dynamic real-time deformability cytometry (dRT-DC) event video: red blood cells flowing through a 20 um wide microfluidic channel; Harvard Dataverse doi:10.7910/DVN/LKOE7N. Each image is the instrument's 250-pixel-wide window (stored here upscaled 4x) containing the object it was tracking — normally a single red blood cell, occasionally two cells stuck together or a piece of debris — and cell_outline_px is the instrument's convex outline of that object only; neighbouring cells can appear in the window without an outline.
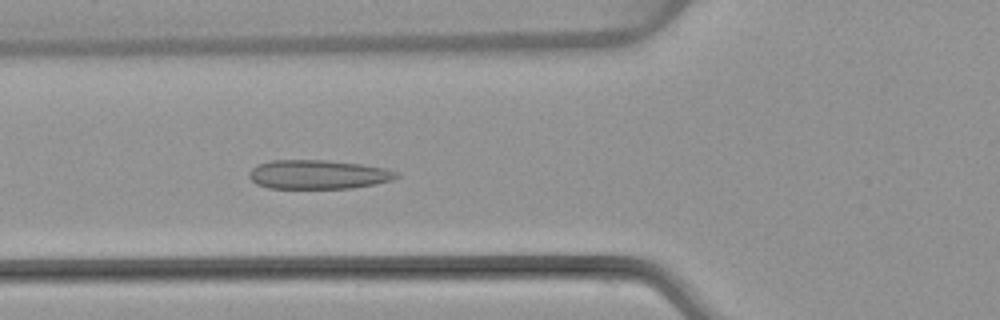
{"species": "common noctule bat (a hibernating species)", "species_latin": "Nyctalus noctula", "temperature_condition": "warm", "stored_images_in_passage": 6, "camera_frame_rate_fps": 3000, "um_per_image_px": 0.085, "animal": {"sex": "female", "body_mass_g": 22.7, "forearm_length_mm": 54.2}, "frame": {"image": 1, "passage_image": 6, "time_ms": 7.0, "image_size_px": [1000, 320], "cell_outline_px": [[400, 176], [392, 180], [376, 184], [352, 188], [268, 188], [256, 184], [248, 176], [248, 172], [256, 164], [272, 160], [328, 160], [360, 164], [388, 168], [400, 172]], "centroid_in_image_um": [27.06, 14.83], "position_along_channel_um": 98.7, "area_um2": 25.26}}